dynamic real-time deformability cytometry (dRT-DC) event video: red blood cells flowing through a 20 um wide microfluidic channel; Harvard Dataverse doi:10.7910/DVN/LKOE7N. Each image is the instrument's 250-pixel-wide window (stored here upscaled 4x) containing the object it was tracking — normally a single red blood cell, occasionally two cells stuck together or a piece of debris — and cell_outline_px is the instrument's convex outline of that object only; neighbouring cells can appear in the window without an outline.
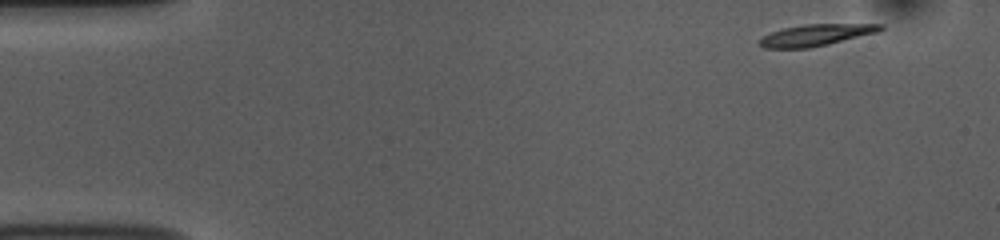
{"species": "common noctule bat (a hibernating species)", "species_latin": "Nyctalus noctula", "temperature_condition": "room temperature", "stored_images_in_passage": 50, "camera_frame_rate_fps": 3000, "um_per_image_px": 0.085, "animal": {"sex": "female", "body_mass_g": 10.0, "forearm_length_mm": 53.1}, "frame": {"image": 1, "passage_image": 1, "time_ms": 0.0, "image_size_px": [1000, 240], "cell_outline_px": [[884, 28], [876, 32], [828, 44], [808, 48], [764, 48], [760, 44], [760, 36], [784, 28], [804, 24], [884, 24]], "centroid_in_image_um": [69.32, 2.97], "position_along_channel_um": 15.7, "area_um2": 14.97}}
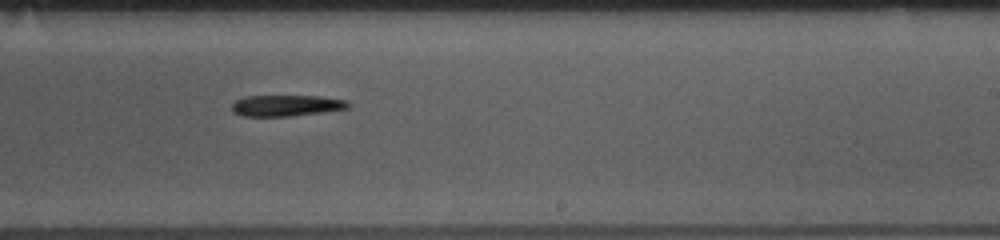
{"frame": {"image": 2, "passage_image": 29, "time_ms": 9.333, "image_size_px": [1000, 240], "cell_outline_px": [[352, 104], [348, 108], [320, 112], [288, 116], [240, 116], [232, 112], [232, 104], [236, 100], [244, 96], [320, 96], [344, 100]], "centroid_in_image_um": [24.29, 8.97], "position_along_channel_um": 264.7, "area_um2": 14.28}}
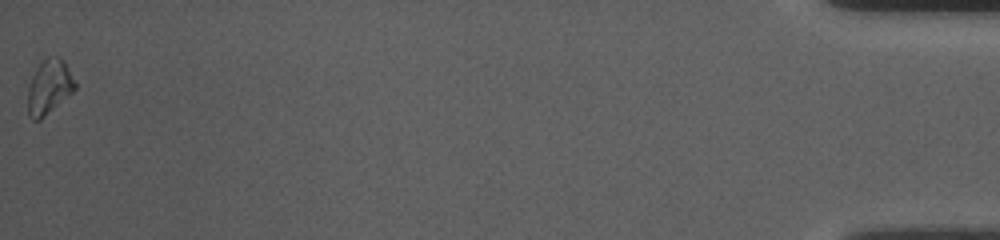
{"frame": {"image": 3, "passage_image": 50, "time_ms": 16.333, "image_size_px": [1000, 240], "cell_outline_px": [[76, 88], [72, 92], [40, 120], [32, 120], [28, 116], [28, 88], [32, 76], [36, 68], [48, 56], [60, 56], [64, 60], [76, 80]], "centroid_in_image_um": [4.19, 7.37], "position_along_channel_um": 431.0, "area_um2": 15.03}, "authors_computed_cell_mechanics": {"area_um2": 15.2303, "velocity_mm_per_s": 3.7517, "shape_relaxation_time_tau1_ms": 6.9908, "shape_relaxation_time_tau2_ms": null, "deformation_change_tau1": 0.1457, "deformation_change_tau2": null}}